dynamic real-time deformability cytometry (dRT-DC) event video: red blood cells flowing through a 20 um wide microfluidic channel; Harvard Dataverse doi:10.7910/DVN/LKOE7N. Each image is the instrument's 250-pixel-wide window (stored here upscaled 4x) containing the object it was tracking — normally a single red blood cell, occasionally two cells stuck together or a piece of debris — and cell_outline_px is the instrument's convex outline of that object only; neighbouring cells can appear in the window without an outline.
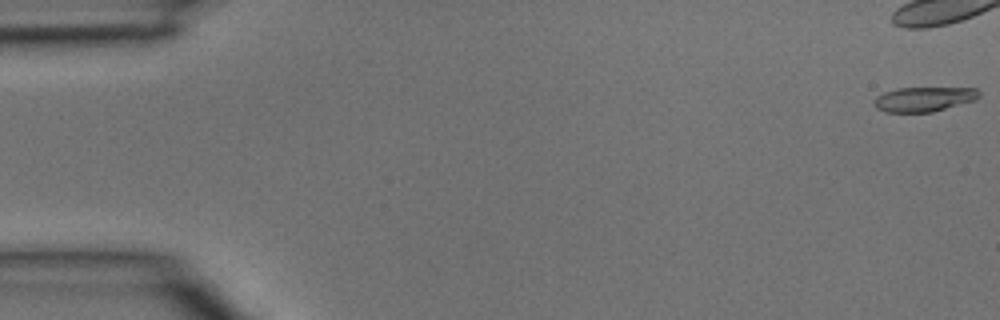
{"species": "common noctule bat (a hibernating species)", "species_latin": "Nyctalus noctula", "temperature_condition": "room temperature", "stored_images_in_passage": 12, "camera_frame_rate_fps": 3000, "um_per_image_px": 0.085, "animal": {"sex": "male", "body_mass_g": 15.6}, "frame": {"image": 1, "passage_image": 1, "time_ms": 0.0, "image_size_px": [1000, 320], "cell_outline_px": [[980, 96], [976, 100], [932, 112], [884, 112], [876, 108], [872, 104], [876, 96], [884, 92], [896, 88], [976, 88], [980, 92]], "centroid_in_image_um": [78.51, 8.43], "position_along_channel_um": 6.5, "area_um2": 15.2}}